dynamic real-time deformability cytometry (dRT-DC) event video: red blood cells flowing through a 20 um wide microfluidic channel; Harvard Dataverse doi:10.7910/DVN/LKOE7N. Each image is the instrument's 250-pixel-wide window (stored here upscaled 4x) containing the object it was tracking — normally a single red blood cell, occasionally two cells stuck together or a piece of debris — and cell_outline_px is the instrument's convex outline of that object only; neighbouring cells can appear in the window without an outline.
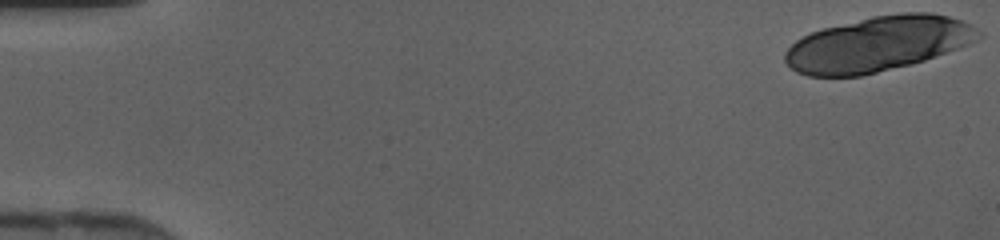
{"species": "human", "species_latin": "Homo sapiens", "temperature_condition": "cold", "stored_images_in_passage": 17, "camera_frame_rate_fps": 3000, "um_per_image_px": 0.085, "donor": {"sex": "female"}, "frame": {"image": 1, "passage_image": 1, "time_ms": 0.0, "image_size_px": [1000, 240], "cell_outline_px": [[984, 36], [968, 44], [924, 60], [912, 64], [860, 76], [808, 76], [796, 72], [784, 60], [784, 52], [796, 40], [812, 32], [824, 28], [872, 16], [900, 12], [932, 12], [948, 16], [960, 20], [976, 28]], "centroid_in_image_um": [74.62, 3.73], "position_along_channel_um": 10.4, "area_um2": 61.73}}